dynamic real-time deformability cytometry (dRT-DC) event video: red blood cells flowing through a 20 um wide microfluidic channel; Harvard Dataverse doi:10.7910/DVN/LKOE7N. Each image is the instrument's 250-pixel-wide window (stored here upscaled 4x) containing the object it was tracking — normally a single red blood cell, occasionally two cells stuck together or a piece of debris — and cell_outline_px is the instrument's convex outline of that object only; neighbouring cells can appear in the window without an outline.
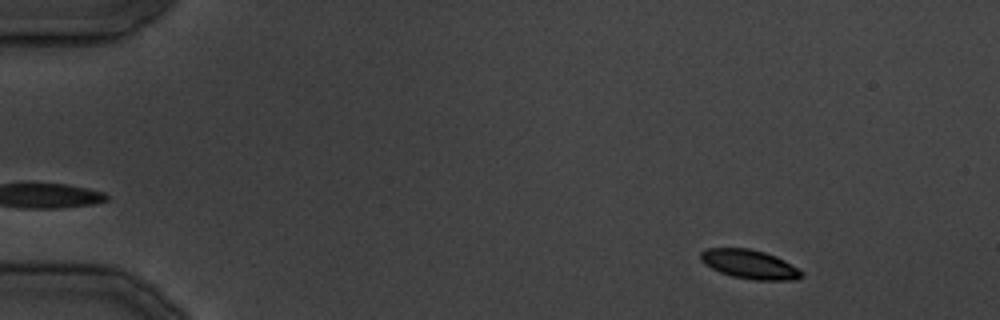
{"species": "common noctule bat (a hibernating species)", "species_latin": "Nyctalus noctula", "temperature_condition": "cold", "stored_images_in_passage": 33, "camera_frame_rate_fps": 3000, "um_per_image_px": 0.085, "animal": {"sex": "male", "body_mass_g": 19.5, "forearm_length_mm": 54.6}, "frame": {"image": 1, "passage_image": 1, "time_ms": 0.0, "image_size_px": [1000, 320], "cell_outline_px": [[804, 276], [796, 280], [756, 280], [732, 276], [720, 272], [704, 264], [700, 260], [700, 252], [704, 248], [748, 248], [764, 252], [776, 256], [784, 260], [804, 272]], "centroid_in_image_um": [63.71, 22.46], "position_along_channel_um": 21.3, "area_um2": 17.17}}
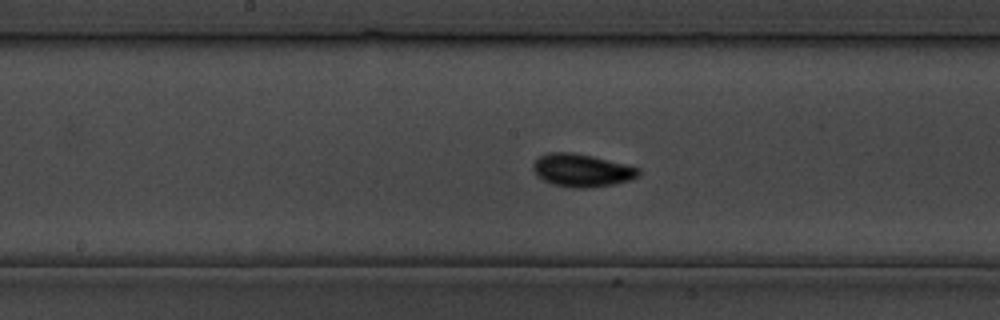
{"frame": {"image": 2, "passage_image": 16, "time_ms": 17.667, "image_size_px": [1000, 320], "cell_outline_px": [[640, 176], [628, 180], [612, 184], [588, 188], [572, 188], [552, 184], [536, 176], [532, 168], [532, 164], [540, 156], [548, 152], [572, 152], [592, 156], [640, 168]], "centroid_in_image_um": [49.42, 14.48], "position_along_channel_um": 198.8, "area_um2": 20.17}}
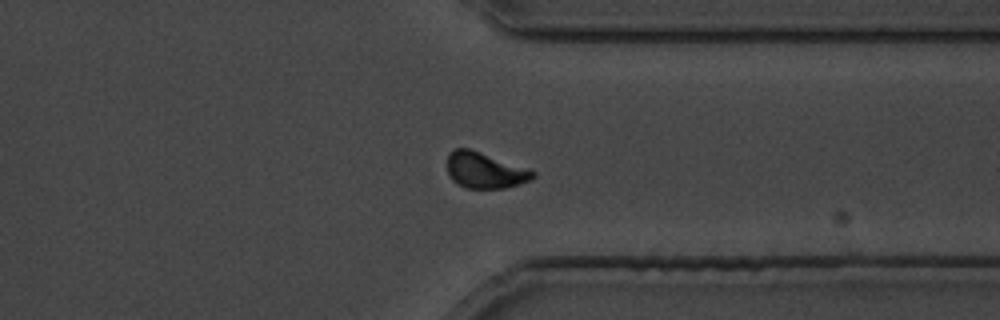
{"frame": {"image": 3, "passage_image": 25, "time_ms": 28.667, "image_size_px": [1000, 320], "cell_outline_px": [[536, 176], [532, 180], [520, 184], [504, 188], [464, 188], [452, 180], [448, 172], [448, 152], [452, 148], [468, 148], [480, 152], [536, 172]], "centroid_in_image_um": [41.19, 14.49], "position_along_channel_um": 370.2, "area_um2": 17.8}}